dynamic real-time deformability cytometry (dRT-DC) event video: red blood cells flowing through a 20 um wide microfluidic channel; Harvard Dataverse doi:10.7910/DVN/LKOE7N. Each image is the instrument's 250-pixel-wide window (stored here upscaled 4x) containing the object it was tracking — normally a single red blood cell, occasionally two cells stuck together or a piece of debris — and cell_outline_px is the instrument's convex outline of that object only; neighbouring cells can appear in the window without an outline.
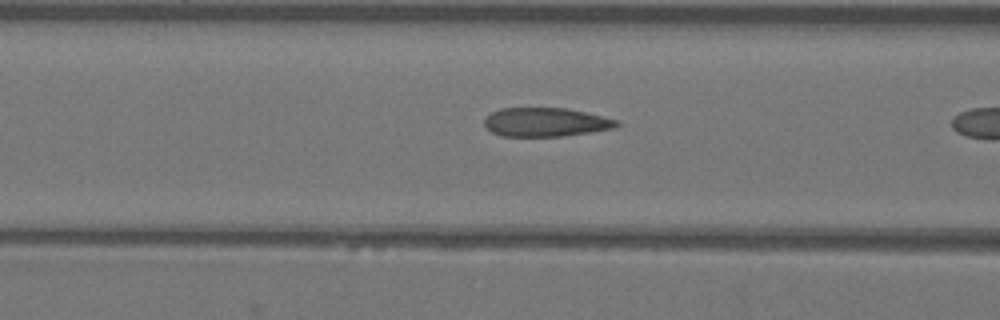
{"species": "Egyptian fruit bat (a non-hibernating species)", "species_latin": "Rousettus aegyptiacus", "temperature_condition": "warm", "stored_images_in_passage": 6, "camera_frame_rate_fps": 3000, "um_per_image_px": 0.085, "animal": {"sex": "female"}, "frame": {"image": 1, "passage_image": 5, "time_ms": 1.333, "image_size_px": [1000, 320], "cell_outline_px": [[620, 124], [616, 128], [564, 136], [504, 136], [492, 132], [484, 124], [484, 120], [492, 112], [500, 108], [564, 108], [604, 116], [620, 120]], "centroid_in_image_um": [46.43, 10.38], "position_along_channel_um": 120.2, "area_um2": 22.2}}